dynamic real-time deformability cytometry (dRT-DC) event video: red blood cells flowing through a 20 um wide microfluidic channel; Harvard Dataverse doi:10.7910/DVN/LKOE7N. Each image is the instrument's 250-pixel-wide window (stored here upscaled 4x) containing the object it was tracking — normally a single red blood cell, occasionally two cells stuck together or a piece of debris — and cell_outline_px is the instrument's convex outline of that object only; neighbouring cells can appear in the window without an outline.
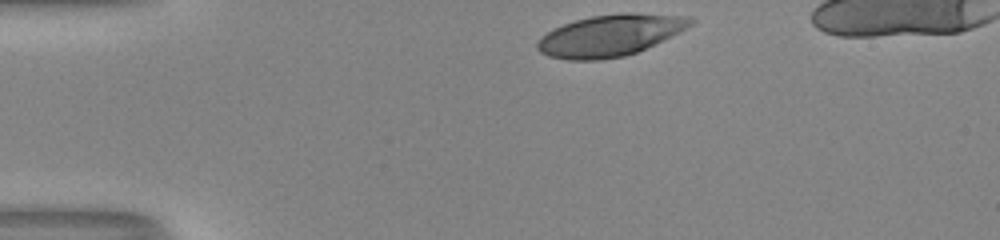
{"species": "human", "species_latin": "Homo sapiens", "temperature_condition": "room temperature", "stored_images_in_passage": 32, "camera_frame_rate_fps": 3000, "um_per_image_px": 0.085, "donor": {"sex": "male"}, "frame": {"image": 1, "passage_image": 1, "time_ms": 0.0, "image_size_px": [1000, 240], "cell_outline_px": [[696, 20], [692, 24], [680, 32], [636, 52], [624, 56], [600, 60], [568, 60], [548, 56], [540, 52], [536, 48], [536, 44], [552, 28], [576, 20], [592, 16], [620, 12], [628, 12], [692, 16]], "centroid_in_image_um": [51.88, 2.99], "position_along_channel_um": 33.1, "area_um2": 37.05}}
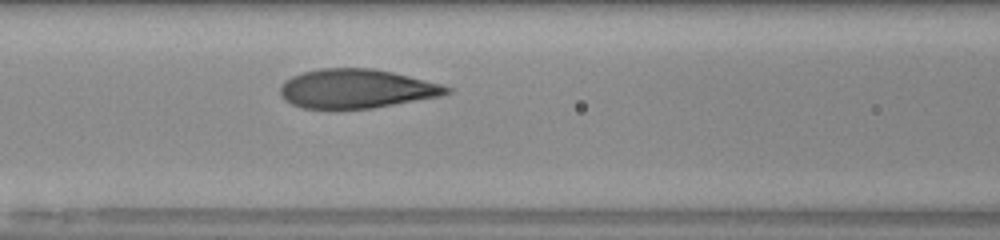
{"frame": {"image": 2, "passage_image": 13, "time_ms": 4.0, "image_size_px": [1000, 240], "cell_outline_px": [[452, 92], [440, 96], [372, 108], [304, 108], [292, 104], [284, 100], [280, 96], [280, 84], [284, 80], [292, 76], [304, 72], [320, 68], [372, 68], [392, 72], [440, 84], [452, 88]], "centroid_in_image_um": [30.26, 7.53], "position_along_channel_um": 136.3, "area_um2": 37.69}}
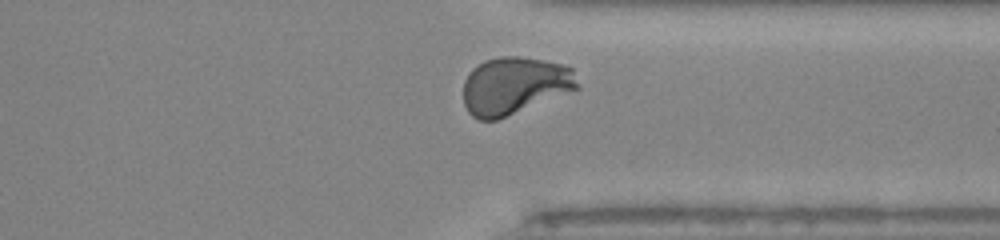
{"frame": {"image": 3, "passage_image": 30, "time_ms": 9.667, "image_size_px": [1000, 240], "cell_outline_px": [[580, 88], [496, 120], [480, 120], [472, 116], [468, 112], [464, 104], [464, 80], [468, 72], [472, 68], [484, 60], [500, 56], [520, 56], [544, 60], [564, 64], [572, 68], [580, 84]], "centroid_in_image_um": [43.73, 7.26], "position_along_channel_um": 367.7, "area_um2": 38.44}, "authors_computed_cell_mechanics": {"area_um2": 38.3792, "velocity_mm_per_s": 4.0878, "shape_relaxation_time_tau1_ms": 3.8934, "shape_relaxation_time_tau2_ms": null, "deformation_change_tau1": 0.2108, "deformation_change_tau2": null}}